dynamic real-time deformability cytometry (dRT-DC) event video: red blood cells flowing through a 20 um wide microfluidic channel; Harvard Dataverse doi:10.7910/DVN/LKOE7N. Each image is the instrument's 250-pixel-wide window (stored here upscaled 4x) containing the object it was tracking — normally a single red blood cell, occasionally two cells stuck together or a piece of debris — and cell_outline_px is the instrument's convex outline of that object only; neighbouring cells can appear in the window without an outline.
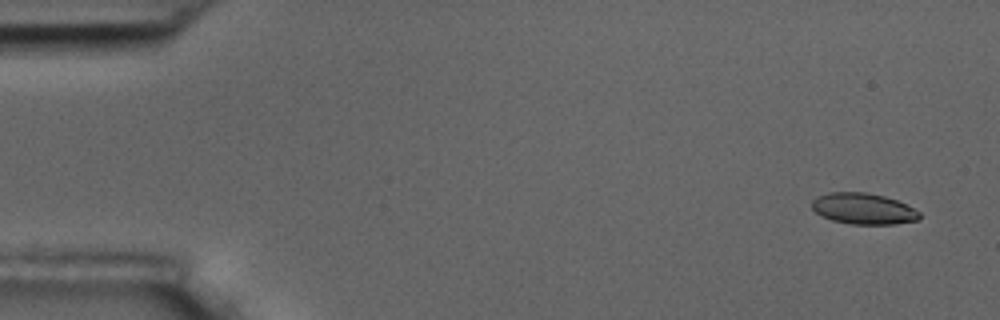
{"species": "common noctule bat (a hibernating species)", "species_latin": "Nyctalus noctula", "temperature_condition": "room temperature", "stored_images_in_passage": 5, "camera_frame_rate_fps": 3000, "um_per_image_px": 0.085, "animal": {"sex": "male", "body_mass_g": 17.5, "forearm_length_mm": 52.3}, "frame": {"image": 1, "passage_image": 1, "time_ms": 0.0, "image_size_px": [1000, 320], "cell_outline_px": [[920, 216], [916, 220], [892, 224], [852, 224], [832, 220], [816, 212], [812, 208], [812, 200], [816, 196], [828, 192], [868, 192], [884, 196], [896, 200], [920, 212]], "centroid_in_image_um": [73.35, 17.72], "position_along_channel_um": 11.7, "area_um2": 19.31}}
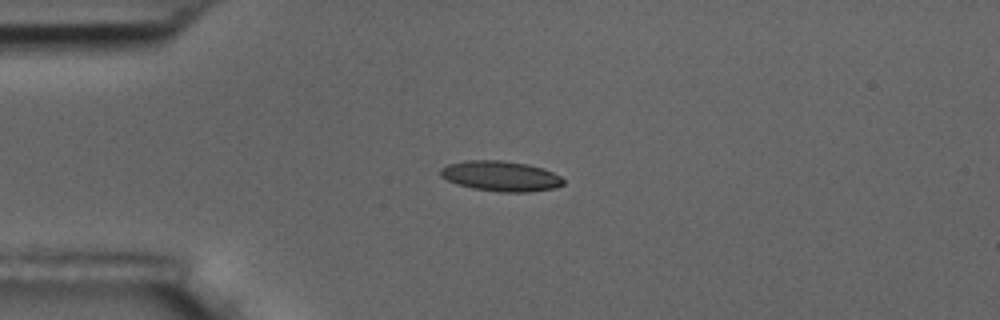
{"frame": {"image": 2, "passage_image": 4, "time_ms": 3.667, "image_size_px": [1000, 320], "cell_outline_px": [[564, 184], [556, 188], [528, 192], [500, 192], [472, 188], [448, 180], [440, 176], [440, 168], [448, 164], [464, 160], [500, 160], [528, 164], [544, 168], [560, 176], [564, 180]], "centroid_in_image_um": [42.58, 14.96], "position_along_channel_um": 42.4, "area_um2": 21.73}}